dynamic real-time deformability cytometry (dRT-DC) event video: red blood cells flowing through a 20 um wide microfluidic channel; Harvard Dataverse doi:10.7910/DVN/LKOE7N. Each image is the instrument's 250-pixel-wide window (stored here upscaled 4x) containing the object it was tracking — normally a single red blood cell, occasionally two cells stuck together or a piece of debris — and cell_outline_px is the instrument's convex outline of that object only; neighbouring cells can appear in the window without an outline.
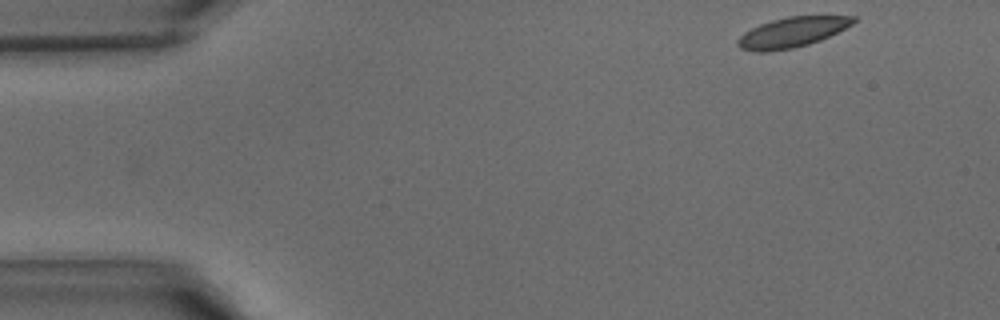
{"species": "common noctule bat (a hibernating species)", "species_latin": "Nyctalus noctula", "temperature_condition": "warm", "stored_images_in_passage": 33, "camera_frame_rate_fps": 3000, "um_per_image_px": 0.085, "animal": {"sex": "male", "body_mass_g": 15.6}, "frame": {"image": 1, "passage_image": 1, "time_ms": 0.0, "image_size_px": [1000, 320], "cell_outline_px": [[860, 20], [820, 40], [808, 44], [792, 48], [768, 52], [756, 52], [740, 48], [736, 44], [736, 40], [744, 32], [760, 24], [772, 20], [788, 16], [856, 16]], "centroid_in_image_um": [67.31, 2.74], "position_along_channel_um": 17.7, "area_um2": 20.23}}
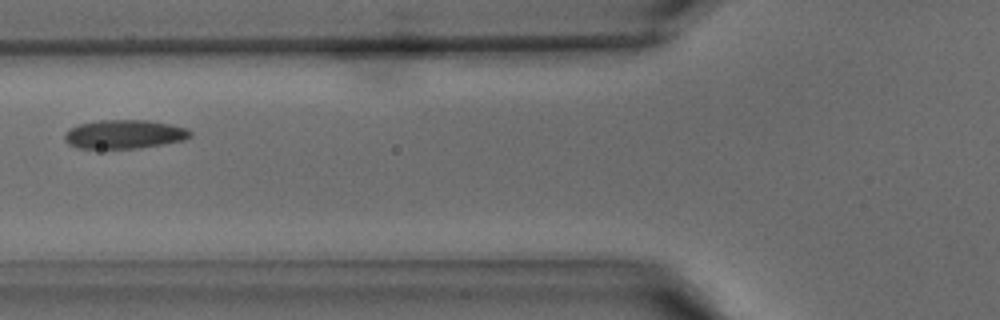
{"frame": {"image": 2, "passage_image": 13, "time_ms": 4.0, "image_size_px": [1000, 320], "cell_outline_px": [[192, 136], [184, 140], [140, 148], [76, 148], [68, 144], [64, 140], [64, 132], [68, 128], [76, 124], [100, 120], [148, 120], [188, 128], [192, 132]], "centroid_in_image_um": [10.52, 11.4], "position_along_channel_um": 115.3, "area_um2": 21.33}}
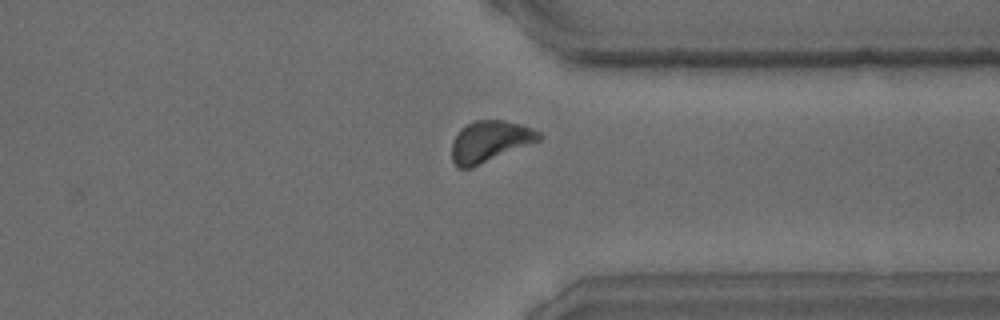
{"frame": {"image": 3, "passage_image": 29, "time_ms": 9.333, "image_size_px": [1000, 320], "cell_outline_px": [[544, 136], [540, 140], [472, 168], [456, 168], [452, 160], [452, 140], [460, 128], [476, 120], [500, 120], [520, 124], [532, 128], [540, 132]], "centroid_in_image_um": [41.62, 12.03], "position_along_channel_um": 369.8, "area_um2": 20.98}}